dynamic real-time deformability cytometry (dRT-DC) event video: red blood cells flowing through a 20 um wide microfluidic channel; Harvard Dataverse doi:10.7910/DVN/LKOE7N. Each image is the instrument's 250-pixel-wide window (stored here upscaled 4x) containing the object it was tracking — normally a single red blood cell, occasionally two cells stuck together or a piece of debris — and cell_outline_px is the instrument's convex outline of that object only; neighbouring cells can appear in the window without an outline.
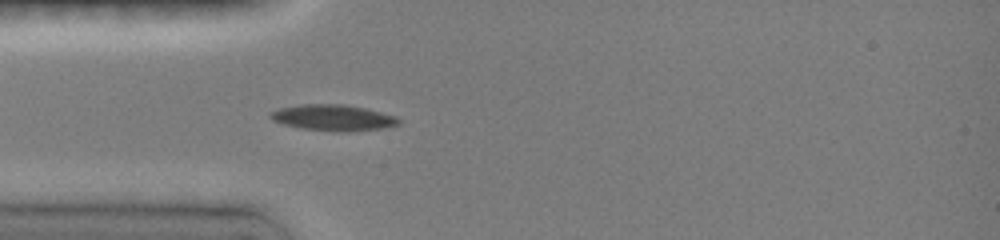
{"species": "common noctule bat (a hibernating species)", "species_latin": "Nyctalus noctula", "temperature_condition": "room temperature", "stored_images_in_passage": 46, "camera_frame_rate_fps": 3000, "um_per_image_px": 0.085, "animal": {"sex": "female", "body_mass_g": 19.0, "forearm_length_mm": 51.5}, "frame": {"image": 1, "passage_image": 13, "time_ms": 4.0, "image_size_px": [1000, 240], "cell_outline_px": [[400, 124], [384, 128], [344, 132], [332, 132], [300, 128], [284, 124], [272, 120], [268, 116], [268, 112], [280, 108], [300, 104], [344, 104], [364, 108], [396, 116], [400, 120]], "centroid_in_image_um": [28.29, 10.01], "position_along_channel_um": 56.7, "area_um2": 19.65}}
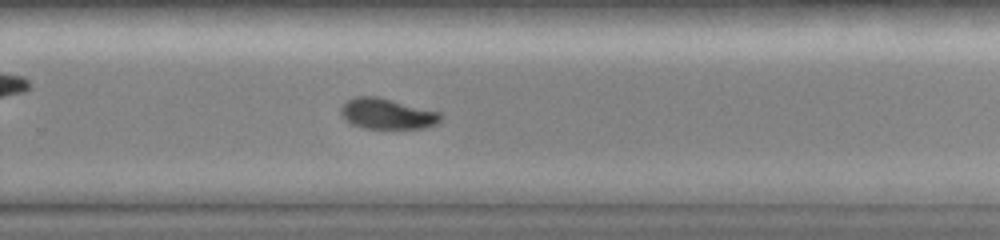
{"frame": {"image": 2, "passage_image": 31, "time_ms": 10.0, "image_size_px": [1000, 240], "cell_outline_px": [[444, 116], [436, 124], [424, 128], [364, 128], [352, 124], [340, 112], [340, 108], [348, 100], [356, 96], [376, 96], [440, 112]], "centroid_in_image_um": [32.93, 9.67], "position_along_channel_um": 296.9, "area_um2": 17.57}}
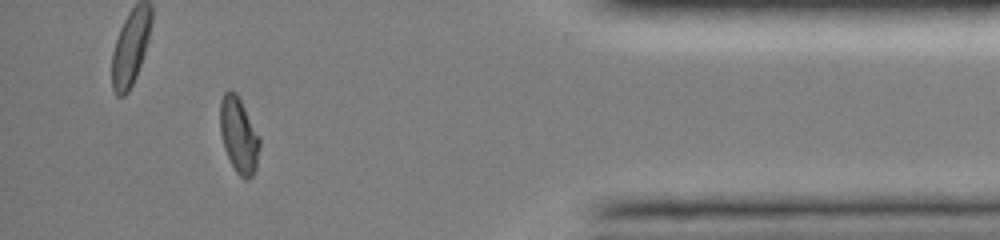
{"frame": {"image": 3, "passage_image": 41, "time_ms": 13.333, "image_size_px": [1000, 240], "cell_outline_px": [[260, 148], [256, 168], [252, 176], [244, 180], [236, 172], [224, 148], [220, 132], [220, 100], [224, 92], [228, 88], [236, 92], [260, 140]], "centroid_in_image_um": [20.28, 11.49], "position_along_channel_um": 414.9, "area_um2": 17.22}, "authors_computed_cell_mechanics": {"area_um2": 17.629, "velocity_mm_per_s": 4.0466, "shape_relaxation_time_tau1_ms": 4.4647, "shape_relaxation_time_tau2_ms": 8.7289, "deformation_change_tau1": 0.1728, "deformation_change_tau2": 0.1018}}